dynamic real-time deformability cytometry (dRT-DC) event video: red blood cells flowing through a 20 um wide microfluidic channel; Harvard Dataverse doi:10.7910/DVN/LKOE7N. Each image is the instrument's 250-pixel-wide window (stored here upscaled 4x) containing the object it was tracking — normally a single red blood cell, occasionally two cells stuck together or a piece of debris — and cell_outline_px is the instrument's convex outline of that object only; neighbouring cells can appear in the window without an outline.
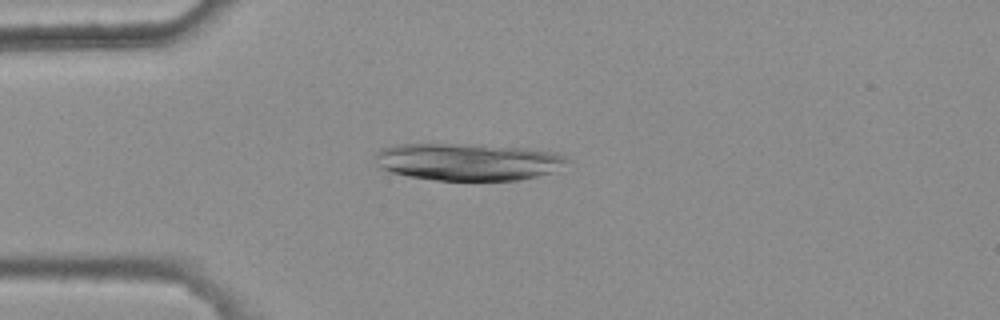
{"species": "common noctule bat (a hibernating species)", "species_latin": "Nyctalus noctula", "temperature_condition": "warm", "stored_images_in_passage": 3, "camera_frame_rate_fps": 3000, "um_per_image_px": 0.085, "animal": {"sex": "female", "body_mass_g": 25.1}, "frame": {"image": 1, "passage_image": 3, "time_ms": 0.667, "image_size_px": [1000, 320], "cell_outline_px": [[572, 160], [552, 172], [520, 180], [436, 180], [408, 176], [388, 172], [380, 168], [376, 164], [376, 152], [384, 148], [396, 144], [480, 144], [528, 148], [552, 152], [564, 156]], "centroid_in_image_um": [39.76, 13.75], "position_along_channel_um": 45.2, "area_um2": 41.85}}